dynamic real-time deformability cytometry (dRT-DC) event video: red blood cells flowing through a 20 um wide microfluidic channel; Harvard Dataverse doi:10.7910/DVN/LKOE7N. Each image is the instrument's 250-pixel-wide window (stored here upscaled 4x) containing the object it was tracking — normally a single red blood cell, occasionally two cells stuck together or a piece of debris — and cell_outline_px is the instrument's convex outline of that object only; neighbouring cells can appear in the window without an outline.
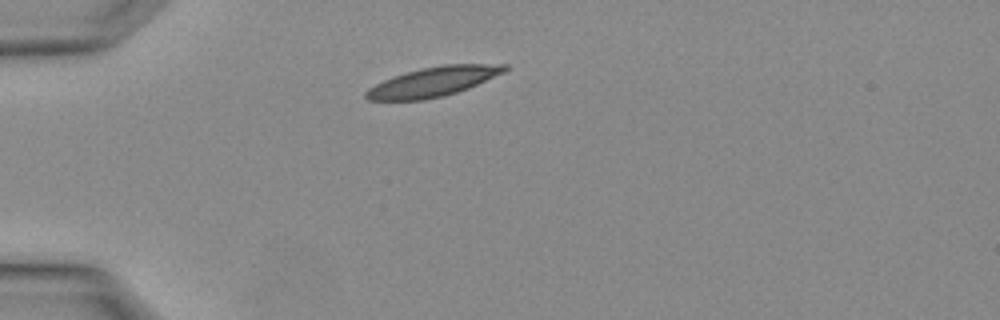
{"species": "Egyptian fruit bat (a non-hibernating species)", "species_latin": "Rousettus aegyptiacus", "temperature_condition": "warm", "stored_images_in_passage": 1, "camera_frame_rate_fps": 3000, "um_per_image_px": 0.085, "animal": {"sex": "female"}, "frame": {"image": 1, "passage_image": 1, "time_ms": 0.0, "image_size_px": [1000, 320], "cell_outline_px": [[508, 68], [504, 72], [468, 88], [456, 92], [440, 96], [420, 100], [368, 100], [364, 96], [364, 92], [368, 88], [384, 80], [420, 68], [444, 64], [508, 64]], "centroid_in_image_um": [36.82, 6.94], "position_along_channel_um": 48.2, "area_um2": 23.47}}